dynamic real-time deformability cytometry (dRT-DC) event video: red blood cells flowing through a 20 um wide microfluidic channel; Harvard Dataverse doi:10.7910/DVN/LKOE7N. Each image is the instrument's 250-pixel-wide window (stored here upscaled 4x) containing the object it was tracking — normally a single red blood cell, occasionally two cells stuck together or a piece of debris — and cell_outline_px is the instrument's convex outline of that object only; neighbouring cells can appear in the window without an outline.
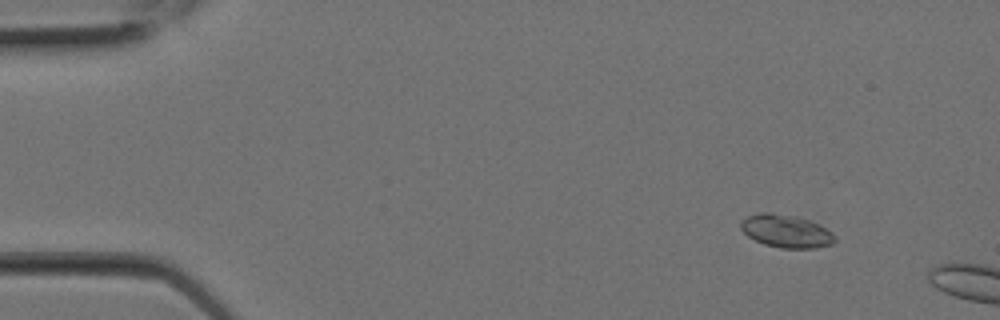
{"species": "Egyptian fruit bat (a non-hibernating species)", "species_latin": "Rousettus aegyptiacus", "temperature_condition": "room temperature", "stored_images_in_passage": 2, "camera_frame_rate_fps": 3000, "um_per_image_px": 0.085, "animal": {"sex": "female"}, "frame": {"image": 1, "passage_image": 1, "time_ms": 0.0, "image_size_px": [1000, 320], "cell_outline_px": [[836, 240], [832, 244], [816, 248], [780, 248], [764, 244], [748, 236], [740, 228], [740, 220], [748, 216], [760, 212], [772, 212], [796, 216], [808, 220], [832, 232], [836, 236]], "centroid_in_image_um": [66.8, 19.64], "position_along_channel_um": 18.2, "area_um2": 18.03}}